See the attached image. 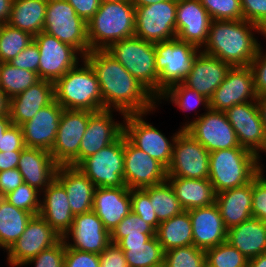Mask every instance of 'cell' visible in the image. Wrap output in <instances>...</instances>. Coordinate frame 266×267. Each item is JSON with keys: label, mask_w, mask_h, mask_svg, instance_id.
<instances>
[{"label": "cell", "mask_w": 266, "mask_h": 267, "mask_svg": "<svg viewBox=\"0 0 266 267\" xmlns=\"http://www.w3.org/2000/svg\"><path fill=\"white\" fill-rule=\"evenodd\" d=\"M176 11L177 0L135 6V36L151 43L176 38Z\"/></svg>", "instance_id": "cell-11"}, {"label": "cell", "mask_w": 266, "mask_h": 267, "mask_svg": "<svg viewBox=\"0 0 266 267\" xmlns=\"http://www.w3.org/2000/svg\"><path fill=\"white\" fill-rule=\"evenodd\" d=\"M117 245L124 252L128 267H149L164 264V250L156 233L127 235Z\"/></svg>", "instance_id": "cell-31"}, {"label": "cell", "mask_w": 266, "mask_h": 267, "mask_svg": "<svg viewBox=\"0 0 266 267\" xmlns=\"http://www.w3.org/2000/svg\"><path fill=\"white\" fill-rule=\"evenodd\" d=\"M154 47L160 97L171 86L182 83L201 49L177 37L154 43Z\"/></svg>", "instance_id": "cell-7"}, {"label": "cell", "mask_w": 266, "mask_h": 267, "mask_svg": "<svg viewBox=\"0 0 266 267\" xmlns=\"http://www.w3.org/2000/svg\"><path fill=\"white\" fill-rule=\"evenodd\" d=\"M157 109L159 110L157 107L149 113L125 115L123 133L134 146L168 168L172 158L174 142L183 129L178 128V131L167 138L159 128L153 126V122L149 123L146 120V116L155 113Z\"/></svg>", "instance_id": "cell-8"}, {"label": "cell", "mask_w": 266, "mask_h": 267, "mask_svg": "<svg viewBox=\"0 0 266 267\" xmlns=\"http://www.w3.org/2000/svg\"><path fill=\"white\" fill-rule=\"evenodd\" d=\"M247 259L266 252V222L255 217L227 230V240Z\"/></svg>", "instance_id": "cell-33"}, {"label": "cell", "mask_w": 266, "mask_h": 267, "mask_svg": "<svg viewBox=\"0 0 266 267\" xmlns=\"http://www.w3.org/2000/svg\"><path fill=\"white\" fill-rule=\"evenodd\" d=\"M25 147L21 126L11 124L2 136L0 151H22Z\"/></svg>", "instance_id": "cell-54"}, {"label": "cell", "mask_w": 266, "mask_h": 267, "mask_svg": "<svg viewBox=\"0 0 266 267\" xmlns=\"http://www.w3.org/2000/svg\"><path fill=\"white\" fill-rule=\"evenodd\" d=\"M141 233H156V229L131 211L111 232V242L117 244L127 235H141Z\"/></svg>", "instance_id": "cell-46"}, {"label": "cell", "mask_w": 266, "mask_h": 267, "mask_svg": "<svg viewBox=\"0 0 266 267\" xmlns=\"http://www.w3.org/2000/svg\"><path fill=\"white\" fill-rule=\"evenodd\" d=\"M156 237L164 252L182 246L193 245L192 224L188 211L161 222Z\"/></svg>", "instance_id": "cell-38"}, {"label": "cell", "mask_w": 266, "mask_h": 267, "mask_svg": "<svg viewBox=\"0 0 266 267\" xmlns=\"http://www.w3.org/2000/svg\"><path fill=\"white\" fill-rule=\"evenodd\" d=\"M243 19L266 33V0H241Z\"/></svg>", "instance_id": "cell-50"}, {"label": "cell", "mask_w": 266, "mask_h": 267, "mask_svg": "<svg viewBox=\"0 0 266 267\" xmlns=\"http://www.w3.org/2000/svg\"><path fill=\"white\" fill-rule=\"evenodd\" d=\"M48 0H14L7 24L32 36L43 32Z\"/></svg>", "instance_id": "cell-35"}, {"label": "cell", "mask_w": 266, "mask_h": 267, "mask_svg": "<svg viewBox=\"0 0 266 267\" xmlns=\"http://www.w3.org/2000/svg\"><path fill=\"white\" fill-rule=\"evenodd\" d=\"M8 107H9V99L6 97L5 93L0 89V116L9 115Z\"/></svg>", "instance_id": "cell-63"}, {"label": "cell", "mask_w": 266, "mask_h": 267, "mask_svg": "<svg viewBox=\"0 0 266 267\" xmlns=\"http://www.w3.org/2000/svg\"><path fill=\"white\" fill-rule=\"evenodd\" d=\"M84 59L94 70L102 95V110L124 115L149 113L157 99L106 50H91Z\"/></svg>", "instance_id": "cell-1"}, {"label": "cell", "mask_w": 266, "mask_h": 267, "mask_svg": "<svg viewBox=\"0 0 266 267\" xmlns=\"http://www.w3.org/2000/svg\"><path fill=\"white\" fill-rule=\"evenodd\" d=\"M62 239L71 249L101 254L111 243V233L92 210L75 215L70 229Z\"/></svg>", "instance_id": "cell-19"}, {"label": "cell", "mask_w": 266, "mask_h": 267, "mask_svg": "<svg viewBox=\"0 0 266 267\" xmlns=\"http://www.w3.org/2000/svg\"><path fill=\"white\" fill-rule=\"evenodd\" d=\"M39 80L35 72L14 67L8 62H0V89L8 99L27 90Z\"/></svg>", "instance_id": "cell-40"}, {"label": "cell", "mask_w": 266, "mask_h": 267, "mask_svg": "<svg viewBox=\"0 0 266 267\" xmlns=\"http://www.w3.org/2000/svg\"><path fill=\"white\" fill-rule=\"evenodd\" d=\"M211 21L199 0H177L176 34L179 40L202 49L208 39Z\"/></svg>", "instance_id": "cell-22"}, {"label": "cell", "mask_w": 266, "mask_h": 267, "mask_svg": "<svg viewBox=\"0 0 266 267\" xmlns=\"http://www.w3.org/2000/svg\"><path fill=\"white\" fill-rule=\"evenodd\" d=\"M95 112L64 109L60 117L56 140L50 151L58 165H79V148L89 118Z\"/></svg>", "instance_id": "cell-12"}, {"label": "cell", "mask_w": 266, "mask_h": 267, "mask_svg": "<svg viewBox=\"0 0 266 267\" xmlns=\"http://www.w3.org/2000/svg\"><path fill=\"white\" fill-rule=\"evenodd\" d=\"M14 0H0V25L7 24Z\"/></svg>", "instance_id": "cell-59"}, {"label": "cell", "mask_w": 266, "mask_h": 267, "mask_svg": "<svg viewBox=\"0 0 266 267\" xmlns=\"http://www.w3.org/2000/svg\"><path fill=\"white\" fill-rule=\"evenodd\" d=\"M205 255L209 267H247L249 261L227 241L205 250Z\"/></svg>", "instance_id": "cell-42"}, {"label": "cell", "mask_w": 266, "mask_h": 267, "mask_svg": "<svg viewBox=\"0 0 266 267\" xmlns=\"http://www.w3.org/2000/svg\"><path fill=\"white\" fill-rule=\"evenodd\" d=\"M40 52L39 79L55 83L84 57L72 46L44 31L34 37Z\"/></svg>", "instance_id": "cell-14"}, {"label": "cell", "mask_w": 266, "mask_h": 267, "mask_svg": "<svg viewBox=\"0 0 266 267\" xmlns=\"http://www.w3.org/2000/svg\"><path fill=\"white\" fill-rule=\"evenodd\" d=\"M12 124V121L9 117V115H1L0 116V148H1V141L2 136L6 129Z\"/></svg>", "instance_id": "cell-62"}, {"label": "cell", "mask_w": 266, "mask_h": 267, "mask_svg": "<svg viewBox=\"0 0 266 267\" xmlns=\"http://www.w3.org/2000/svg\"><path fill=\"white\" fill-rule=\"evenodd\" d=\"M114 113L116 114L114 115ZM117 115H121V121L117 120L115 117ZM124 117L122 112L116 110H102L95 112L89 118L79 148V164L103 147L113 143L123 133L122 119Z\"/></svg>", "instance_id": "cell-21"}, {"label": "cell", "mask_w": 266, "mask_h": 267, "mask_svg": "<svg viewBox=\"0 0 266 267\" xmlns=\"http://www.w3.org/2000/svg\"><path fill=\"white\" fill-rule=\"evenodd\" d=\"M257 105L266 130V94L257 98Z\"/></svg>", "instance_id": "cell-60"}, {"label": "cell", "mask_w": 266, "mask_h": 267, "mask_svg": "<svg viewBox=\"0 0 266 267\" xmlns=\"http://www.w3.org/2000/svg\"><path fill=\"white\" fill-rule=\"evenodd\" d=\"M75 9L76 14L86 23L94 16L100 6V0H66Z\"/></svg>", "instance_id": "cell-57"}, {"label": "cell", "mask_w": 266, "mask_h": 267, "mask_svg": "<svg viewBox=\"0 0 266 267\" xmlns=\"http://www.w3.org/2000/svg\"><path fill=\"white\" fill-rule=\"evenodd\" d=\"M3 198L17 208L39 215L41 206V192L27 183H22L15 190L7 193Z\"/></svg>", "instance_id": "cell-44"}, {"label": "cell", "mask_w": 266, "mask_h": 267, "mask_svg": "<svg viewBox=\"0 0 266 267\" xmlns=\"http://www.w3.org/2000/svg\"><path fill=\"white\" fill-rule=\"evenodd\" d=\"M261 161L245 147L210 152L208 179L215 193L249 183L262 170Z\"/></svg>", "instance_id": "cell-4"}, {"label": "cell", "mask_w": 266, "mask_h": 267, "mask_svg": "<svg viewBox=\"0 0 266 267\" xmlns=\"http://www.w3.org/2000/svg\"><path fill=\"white\" fill-rule=\"evenodd\" d=\"M22 183L23 177L17 168L0 171V197L15 190Z\"/></svg>", "instance_id": "cell-56"}, {"label": "cell", "mask_w": 266, "mask_h": 267, "mask_svg": "<svg viewBox=\"0 0 266 267\" xmlns=\"http://www.w3.org/2000/svg\"><path fill=\"white\" fill-rule=\"evenodd\" d=\"M39 215L61 236L70 229L74 215L64 186L55 178L41 192Z\"/></svg>", "instance_id": "cell-28"}, {"label": "cell", "mask_w": 266, "mask_h": 267, "mask_svg": "<svg viewBox=\"0 0 266 267\" xmlns=\"http://www.w3.org/2000/svg\"><path fill=\"white\" fill-rule=\"evenodd\" d=\"M64 267H100L99 254L71 249L65 245Z\"/></svg>", "instance_id": "cell-52"}, {"label": "cell", "mask_w": 266, "mask_h": 267, "mask_svg": "<svg viewBox=\"0 0 266 267\" xmlns=\"http://www.w3.org/2000/svg\"><path fill=\"white\" fill-rule=\"evenodd\" d=\"M247 267H266V252L249 259Z\"/></svg>", "instance_id": "cell-61"}, {"label": "cell", "mask_w": 266, "mask_h": 267, "mask_svg": "<svg viewBox=\"0 0 266 267\" xmlns=\"http://www.w3.org/2000/svg\"><path fill=\"white\" fill-rule=\"evenodd\" d=\"M20 155L21 151H0V171L17 168Z\"/></svg>", "instance_id": "cell-58"}, {"label": "cell", "mask_w": 266, "mask_h": 267, "mask_svg": "<svg viewBox=\"0 0 266 267\" xmlns=\"http://www.w3.org/2000/svg\"><path fill=\"white\" fill-rule=\"evenodd\" d=\"M34 41V36L20 29L0 25V62H9Z\"/></svg>", "instance_id": "cell-41"}, {"label": "cell", "mask_w": 266, "mask_h": 267, "mask_svg": "<svg viewBox=\"0 0 266 267\" xmlns=\"http://www.w3.org/2000/svg\"><path fill=\"white\" fill-rule=\"evenodd\" d=\"M55 178L64 186L74 216L92 211L96 187L78 167L59 165Z\"/></svg>", "instance_id": "cell-30"}, {"label": "cell", "mask_w": 266, "mask_h": 267, "mask_svg": "<svg viewBox=\"0 0 266 267\" xmlns=\"http://www.w3.org/2000/svg\"><path fill=\"white\" fill-rule=\"evenodd\" d=\"M33 216L0 197V250L3 249V253L17 241Z\"/></svg>", "instance_id": "cell-37"}, {"label": "cell", "mask_w": 266, "mask_h": 267, "mask_svg": "<svg viewBox=\"0 0 266 267\" xmlns=\"http://www.w3.org/2000/svg\"><path fill=\"white\" fill-rule=\"evenodd\" d=\"M165 267H204L205 250L191 246H182L164 252Z\"/></svg>", "instance_id": "cell-43"}, {"label": "cell", "mask_w": 266, "mask_h": 267, "mask_svg": "<svg viewBox=\"0 0 266 267\" xmlns=\"http://www.w3.org/2000/svg\"><path fill=\"white\" fill-rule=\"evenodd\" d=\"M212 20H243L241 0H199Z\"/></svg>", "instance_id": "cell-45"}, {"label": "cell", "mask_w": 266, "mask_h": 267, "mask_svg": "<svg viewBox=\"0 0 266 267\" xmlns=\"http://www.w3.org/2000/svg\"><path fill=\"white\" fill-rule=\"evenodd\" d=\"M257 98L250 66H235L228 70L223 83L209 100L210 109L225 112L234 105L257 101Z\"/></svg>", "instance_id": "cell-20"}, {"label": "cell", "mask_w": 266, "mask_h": 267, "mask_svg": "<svg viewBox=\"0 0 266 267\" xmlns=\"http://www.w3.org/2000/svg\"><path fill=\"white\" fill-rule=\"evenodd\" d=\"M259 34L266 33L246 20H212L209 35L202 52L235 66H249L258 54Z\"/></svg>", "instance_id": "cell-2"}, {"label": "cell", "mask_w": 266, "mask_h": 267, "mask_svg": "<svg viewBox=\"0 0 266 267\" xmlns=\"http://www.w3.org/2000/svg\"><path fill=\"white\" fill-rule=\"evenodd\" d=\"M92 210L111 233L131 212V190L127 186L95 188Z\"/></svg>", "instance_id": "cell-26"}, {"label": "cell", "mask_w": 266, "mask_h": 267, "mask_svg": "<svg viewBox=\"0 0 266 267\" xmlns=\"http://www.w3.org/2000/svg\"><path fill=\"white\" fill-rule=\"evenodd\" d=\"M143 190L149 195L151 204L154 207V211L160 223L184 211L168 181L143 188Z\"/></svg>", "instance_id": "cell-39"}, {"label": "cell", "mask_w": 266, "mask_h": 267, "mask_svg": "<svg viewBox=\"0 0 266 267\" xmlns=\"http://www.w3.org/2000/svg\"><path fill=\"white\" fill-rule=\"evenodd\" d=\"M134 6H147L150 4L158 3L167 0H130Z\"/></svg>", "instance_id": "cell-64"}, {"label": "cell", "mask_w": 266, "mask_h": 267, "mask_svg": "<svg viewBox=\"0 0 266 267\" xmlns=\"http://www.w3.org/2000/svg\"><path fill=\"white\" fill-rule=\"evenodd\" d=\"M184 130L209 152L242 147L238 143L235 130L229 123L225 112L209 109Z\"/></svg>", "instance_id": "cell-17"}, {"label": "cell", "mask_w": 266, "mask_h": 267, "mask_svg": "<svg viewBox=\"0 0 266 267\" xmlns=\"http://www.w3.org/2000/svg\"><path fill=\"white\" fill-rule=\"evenodd\" d=\"M39 62L40 52L37 44L33 41L8 63L17 68L35 72L38 75Z\"/></svg>", "instance_id": "cell-53"}, {"label": "cell", "mask_w": 266, "mask_h": 267, "mask_svg": "<svg viewBox=\"0 0 266 267\" xmlns=\"http://www.w3.org/2000/svg\"><path fill=\"white\" fill-rule=\"evenodd\" d=\"M131 211L155 229L158 228L160 222L151 204L149 195L143 189H131Z\"/></svg>", "instance_id": "cell-48"}, {"label": "cell", "mask_w": 266, "mask_h": 267, "mask_svg": "<svg viewBox=\"0 0 266 267\" xmlns=\"http://www.w3.org/2000/svg\"><path fill=\"white\" fill-rule=\"evenodd\" d=\"M123 179L130 190L143 189L167 181V168L134 146L124 135Z\"/></svg>", "instance_id": "cell-18"}, {"label": "cell", "mask_w": 266, "mask_h": 267, "mask_svg": "<svg viewBox=\"0 0 266 267\" xmlns=\"http://www.w3.org/2000/svg\"><path fill=\"white\" fill-rule=\"evenodd\" d=\"M100 267H128L124 252L115 243H110L99 254Z\"/></svg>", "instance_id": "cell-55"}, {"label": "cell", "mask_w": 266, "mask_h": 267, "mask_svg": "<svg viewBox=\"0 0 266 267\" xmlns=\"http://www.w3.org/2000/svg\"><path fill=\"white\" fill-rule=\"evenodd\" d=\"M265 166L252 179V216L266 222V174Z\"/></svg>", "instance_id": "cell-49"}, {"label": "cell", "mask_w": 266, "mask_h": 267, "mask_svg": "<svg viewBox=\"0 0 266 267\" xmlns=\"http://www.w3.org/2000/svg\"><path fill=\"white\" fill-rule=\"evenodd\" d=\"M65 243L61 238L53 246L44 249L38 255L25 262L21 267H64Z\"/></svg>", "instance_id": "cell-47"}, {"label": "cell", "mask_w": 266, "mask_h": 267, "mask_svg": "<svg viewBox=\"0 0 266 267\" xmlns=\"http://www.w3.org/2000/svg\"><path fill=\"white\" fill-rule=\"evenodd\" d=\"M54 100V83L40 79L27 90L9 99L8 114L12 124L21 126Z\"/></svg>", "instance_id": "cell-27"}, {"label": "cell", "mask_w": 266, "mask_h": 267, "mask_svg": "<svg viewBox=\"0 0 266 267\" xmlns=\"http://www.w3.org/2000/svg\"><path fill=\"white\" fill-rule=\"evenodd\" d=\"M95 187L126 186L124 175V133L77 166Z\"/></svg>", "instance_id": "cell-10"}, {"label": "cell", "mask_w": 266, "mask_h": 267, "mask_svg": "<svg viewBox=\"0 0 266 267\" xmlns=\"http://www.w3.org/2000/svg\"><path fill=\"white\" fill-rule=\"evenodd\" d=\"M90 51L107 50L117 41L135 36V6L130 0L101 2L87 22Z\"/></svg>", "instance_id": "cell-3"}, {"label": "cell", "mask_w": 266, "mask_h": 267, "mask_svg": "<svg viewBox=\"0 0 266 267\" xmlns=\"http://www.w3.org/2000/svg\"><path fill=\"white\" fill-rule=\"evenodd\" d=\"M263 39L266 40V36ZM263 49V45H260L258 54L249 65L253 72L257 97L266 94V50Z\"/></svg>", "instance_id": "cell-51"}, {"label": "cell", "mask_w": 266, "mask_h": 267, "mask_svg": "<svg viewBox=\"0 0 266 267\" xmlns=\"http://www.w3.org/2000/svg\"><path fill=\"white\" fill-rule=\"evenodd\" d=\"M164 100V101H163ZM163 101V102H162ZM167 101L168 104L171 103L172 106H176L179 111L191 113L193 110L195 111L193 119H186L185 123L183 122L180 125L181 129H185L192 121L197 120L203 113L200 110L203 109L204 112L210 109V101L206 97L202 96L196 90H192L182 83L175 84L168 88L158 99H157V106H161L160 104H164ZM202 106L203 108H200ZM198 110V111H197ZM199 113V114H198ZM191 120V121H189Z\"/></svg>", "instance_id": "cell-36"}, {"label": "cell", "mask_w": 266, "mask_h": 267, "mask_svg": "<svg viewBox=\"0 0 266 267\" xmlns=\"http://www.w3.org/2000/svg\"><path fill=\"white\" fill-rule=\"evenodd\" d=\"M215 204L226 229L250 219L252 216V180L240 187L216 194Z\"/></svg>", "instance_id": "cell-32"}, {"label": "cell", "mask_w": 266, "mask_h": 267, "mask_svg": "<svg viewBox=\"0 0 266 267\" xmlns=\"http://www.w3.org/2000/svg\"><path fill=\"white\" fill-rule=\"evenodd\" d=\"M58 166L49 151L25 147L17 169L24 183L42 192L55 179Z\"/></svg>", "instance_id": "cell-29"}, {"label": "cell", "mask_w": 266, "mask_h": 267, "mask_svg": "<svg viewBox=\"0 0 266 267\" xmlns=\"http://www.w3.org/2000/svg\"><path fill=\"white\" fill-rule=\"evenodd\" d=\"M61 238L40 215H34L21 236L6 252V263L9 267H21Z\"/></svg>", "instance_id": "cell-16"}, {"label": "cell", "mask_w": 266, "mask_h": 267, "mask_svg": "<svg viewBox=\"0 0 266 267\" xmlns=\"http://www.w3.org/2000/svg\"><path fill=\"white\" fill-rule=\"evenodd\" d=\"M230 68L229 64L217 57L200 51L182 84L210 100Z\"/></svg>", "instance_id": "cell-24"}, {"label": "cell", "mask_w": 266, "mask_h": 267, "mask_svg": "<svg viewBox=\"0 0 266 267\" xmlns=\"http://www.w3.org/2000/svg\"><path fill=\"white\" fill-rule=\"evenodd\" d=\"M63 108L54 100L21 125L25 146L51 151Z\"/></svg>", "instance_id": "cell-23"}, {"label": "cell", "mask_w": 266, "mask_h": 267, "mask_svg": "<svg viewBox=\"0 0 266 267\" xmlns=\"http://www.w3.org/2000/svg\"><path fill=\"white\" fill-rule=\"evenodd\" d=\"M106 51L156 99L159 98V74L156 71L154 43L132 36L117 41Z\"/></svg>", "instance_id": "cell-6"}, {"label": "cell", "mask_w": 266, "mask_h": 267, "mask_svg": "<svg viewBox=\"0 0 266 267\" xmlns=\"http://www.w3.org/2000/svg\"><path fill=\"white\" fill-rule=\"evenodd\" d=\"M149 267H165V265L164 264H157V265L149 266Z\"/></svg>", "instance_id": "cell-65"}, {"label": "cell", "mask_w": 266, "mask_h": 267, "mask_svg": "<svg viewBox=\"0 0 266 267\" xmlns=\"http://www.w3.org/2000/svg\"><path fill=\"white\" fill-rule=\"evenodd\" d=\"M192 224L193 245L207 250L227 240V229L218 206L200 207L188 210Z\"/></svg>", "instance_id": "cell-25"}, {"label": "cell", "mask_w": 266, "mask_h": 267, "mask_svg": "<svg viewBox=\"0 0 266 267\" xmlns=\"http://www.w3.org/2000/svg\"><path fill=\"white\" fill-rule=\"evenodd\" d=\"M43 31L74 47L83 57L90 51L87 23L66 0H48Z\"/></svg>", "instance_id": "cell-9"}, {"label": "cell", "mask_w": 266, "mask_h": 267, "mask_svg": "<svg viewBox=\"0 0 266 267\" xmlns=\"http://www.w3.org/2000/svg\"><path fill=\"white\" fill-rule=\"evenodd\" d=\"M167 181L185 211L211 206L215 203L216 193L208 178L167 177Z\"/></svg>", "instance_id": "cell-34"}, {"label": "cell", "mask_w": 266, "mask_h": 267, "mask_svg": "<svg viewBox=\"0 0 266 267\" xmlns=\"http://www.w3.org/2000/svg\"><path fill=\"white\" fill-rule=\"evenodd\" d=\"M210 152L184 129L174 142L167 177L209 178Z\"/></svg>", "instance_id": "cell-13"}, {"label": "cell", "mask_w": 266, "mask_h": 267, "mask_svg": "<svg viewBox=\"0 0 266 267\" xmlns=\"http://www.w3.org/2000/svg\"><path fill=\"white\" fill-rule=\"evenodd\" d=\"M229 123L235 130L240 146L254 152L263 161L266 157V130L262 122L257 101L237 104L225 111Z\"/></svg>", "instance_id": "cell-15"}, {"label": "cell", "mask_w": 266, "mask_h": 267, "mask_svg": "<svg viewBox=\"0 0 266 267\" xmlns=\"http://www.w3.org/2000/svg\"><path fill=\"white\" fill-rule=\"evenodd\" d=\"M55 101L70 110L102 111V95L90 64L81 60L54 83Z\"/></svg>", "instance_id": "cell-5"}, {"label": "cell", "mask_w": 266, "mask_h": 267, "mask_svg": "<svg viewBox=\"0 0 266 267\" xmlns=\"http://www.w3.org/2000/svg\"><path fill=\"white\" fill-rule=\"evenodd\" d=\"M108 1H122V0H100V2H108Z\"/></svg>", "instance_id": "cell-66"}]
</instances>
